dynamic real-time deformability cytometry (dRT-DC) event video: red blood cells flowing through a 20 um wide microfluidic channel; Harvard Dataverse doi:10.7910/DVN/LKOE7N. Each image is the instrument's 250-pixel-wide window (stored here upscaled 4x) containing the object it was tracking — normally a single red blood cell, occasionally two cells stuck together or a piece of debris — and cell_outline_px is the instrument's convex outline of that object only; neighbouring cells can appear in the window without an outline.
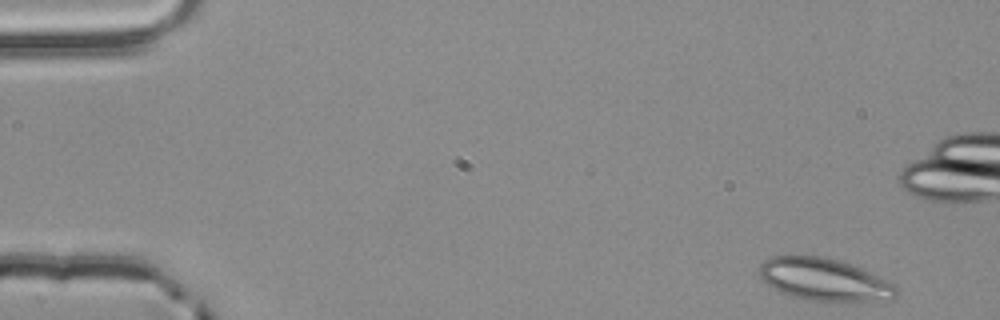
{"species": "common noctule bat (a hibernating species)", "species_latin": "Nyctalus noctula", "temperature_condition": "room temperature", "stored_images_in_passage": 53, "camera_frame_rate_fps": 3000, "um_per_image_px": 0.085, "animal": {"sex": "male", "body_mass_g": 20.4}, "frame": {"image": 1, "passage_image": 1, "time_ms": 0.0, "image_size_px": [1000, 320], "cell_outline_px": [[896, 296], [868, 300], [804, 300], [788, 296], [780, 292], [768, 284], [756, 272], [760, 264], [764, 260], [772, 256], [824, 256], [860, 268], [896, 284]], "centroid_in_image_um": [69.95, 23.74], "position_along_channel_um": 15.0, "area_um2": 33.18}}
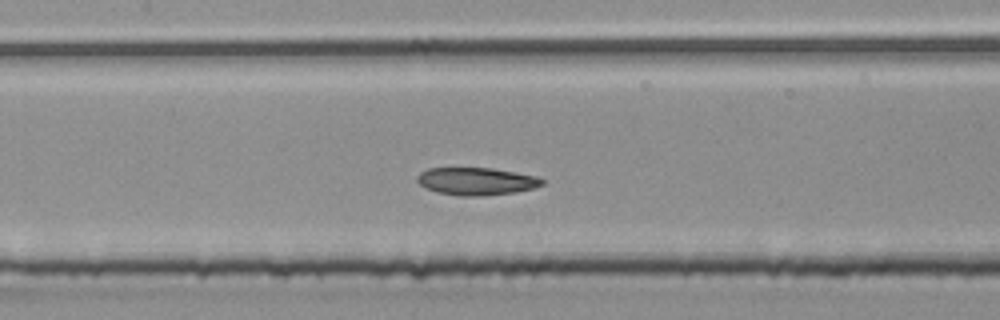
{"frame": {"image": 2, "passage_image": 23, "time_ms": 7.333, "image_size_px": [1000, 320], "cell_outline_px": [[544, 184], [536, 188], [512, 192], [484, 196], [460, 196], [436, 192], [424, 188], [416, 180], [416, 176], [420, 172], [428, 168], [492, 168], [536, 176], [544, 180]], "centroid_in_image_um": [40.46, 15.41], "position_along_channel_um": 166.9, "area_um2": 20.17}}
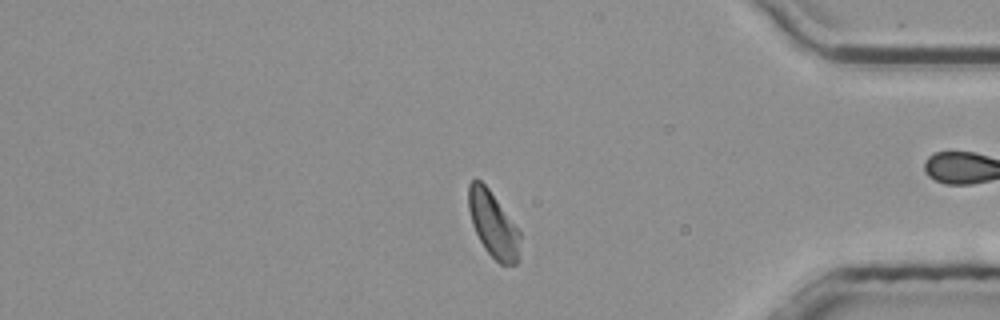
{"frame": {"image": 3, "passage_image": 43, "time_ms": 14.0, "image_size_px": [1000, 320], "cell_outline_px": [[520, 236], [516, 264], [500, 264], [484, 248], [472, 224], [468, 208], [468, 184], [476, 176], [488, 188], [520, 232]], "centroid_in_image_um": [41.87, 19.03], "position_along_channel_um": 393.3, "area_um2": 19.31}, "authors_computed_cell_mechanics": {"area_um2": 20.23, "velocity_mm_per_s": 3.8184, "shape_relaxation_time_tau1_ms": null, "shape_relaxation_time_tau2_ms": 7.8132, "deformation_change_tau1": null, "deformation_change_tau2": 0.1267}}